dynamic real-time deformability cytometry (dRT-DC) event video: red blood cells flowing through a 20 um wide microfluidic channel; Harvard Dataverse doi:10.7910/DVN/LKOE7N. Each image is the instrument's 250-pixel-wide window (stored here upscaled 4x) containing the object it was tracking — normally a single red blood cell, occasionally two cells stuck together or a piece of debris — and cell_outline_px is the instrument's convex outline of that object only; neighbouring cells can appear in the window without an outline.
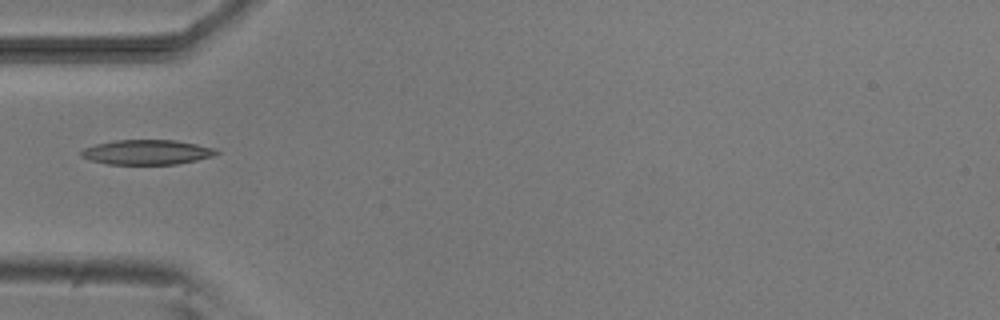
{"species": "common noctule bat (a hibernating species)", "species_latin": "Nyctalus noctula", "temperature_condition": "room temperature", "stored_images_in_passage": 3, "camera_frame_rate_fps": 3000, "um_per_image_px": 0.085, "animal": {"sex": "male", "body_mass_g": 20.5, "forearm_length_mm": 52.5}, "frame": {"image": 1, "passage_image": 3, "time_ms": 2.333, "image_size_px": [1000, 320], "cell_outline_px": [[220, 152], [212, 156], [196, 160], [176, 164], [108, 164], [88, 160], [80, 156], [80, 152], [84, 148], [96, 144], [116, 140], [176, 140], [216, 148]], "centroid_in_image_um": [12.47, 12.93], "position_along_channel_um": 72.5, "area_um2": 19.54}}